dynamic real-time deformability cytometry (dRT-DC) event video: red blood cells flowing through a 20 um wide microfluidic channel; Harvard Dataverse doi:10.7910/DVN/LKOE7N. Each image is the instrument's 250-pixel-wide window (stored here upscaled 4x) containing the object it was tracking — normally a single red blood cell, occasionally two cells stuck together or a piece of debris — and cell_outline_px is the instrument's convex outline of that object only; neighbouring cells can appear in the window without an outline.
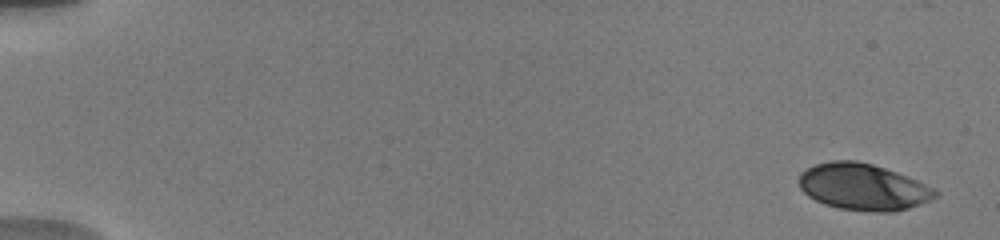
{"species": "human", "species_latin": "Homo sapiens", "temperature_condition": "warm", "stored_images_in_passage": 8, "camera_frame_rate_fps": 3000, "um_per_image_px": 0.085, "donor": {"sex": "male"}, "frame": {"image": 1, "passage_image": 1, "time_ms": 0.0, "image_size_px": [1000, 240], "cell_outline_px": [[940, 196], [932, 200], [896, 212], [868, 212], [840, 208], [824, 204], [808, 196], [800, 188], [796, 180], [800, 172], [816, 164], [832, 160], [856, 160], [872, 164], [908, 176], [936, 188], [940, 192]], "centroid_in_image_um": [73.39, 15.89], "position_along_channel_um": 11.6, "area_um2": 37.51}}
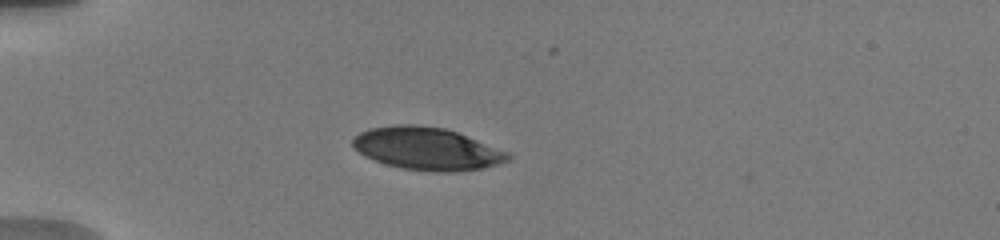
{"frame": {"image": 2, "passage_image": 6, "time_ms": 4.667, "image_size_px": [1000, 240], "cell_outline_px": [[512, 160], [484, 168], [452, 172], [436, 172], [404, 168], [388, 164], [376, 160], [360, 152], [352, 144], [352, 140], [360, 132], [368, 128], [400, 124], [416, 124], [444, 128], [456, 132], [512, 152]], "centroid_in_image_um": [36.38, 12.63], "position_along_channel_um": 48.6, "area_um2": 38.44}}
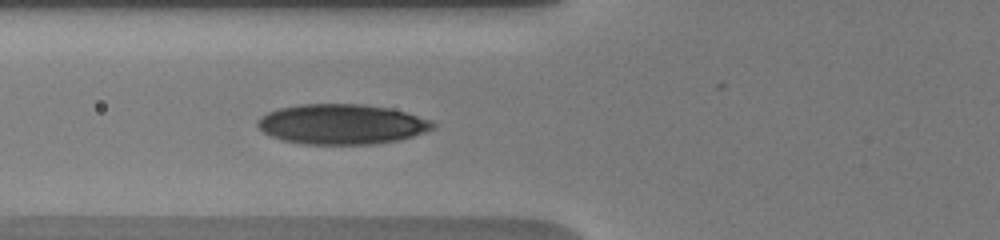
{"frame": {"image": 3, "passage_image": 8, "time_ms": 6.667, "image_size_px": [1000, 240], "cell_outline_px": [[436, 128], [400, 140], [376, 144], [304, 144], [284, 140], [272, 136], [264, 132], [256, 124], [256, 120], [260, 116], [268, 112], [280, 108], [300, 104], [364, 104], [388, 108], [404, 112], [432, 120], [436, 124]], "centroid_in_image_um": [29.06, 10.56], "position_along_channel_um": 96.7, "area_um2": 40.98}}